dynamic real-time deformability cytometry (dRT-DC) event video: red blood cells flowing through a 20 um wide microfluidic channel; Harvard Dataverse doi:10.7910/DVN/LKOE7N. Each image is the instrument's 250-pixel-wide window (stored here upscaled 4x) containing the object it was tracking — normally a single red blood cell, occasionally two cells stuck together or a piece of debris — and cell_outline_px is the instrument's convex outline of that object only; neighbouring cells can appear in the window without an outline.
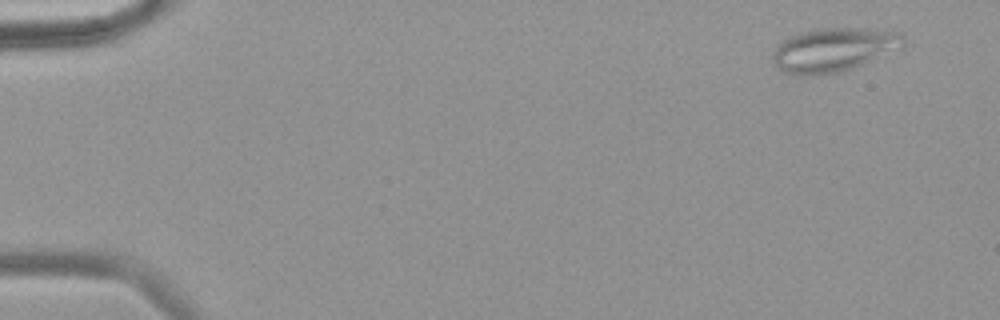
{"species": "common noctule bat (a hibernating species)", "species_latin": "Nyctalus noctula", "temperature_condition": "warm", "stored_images_in_passage": 58, "camera_frame_rate_fps": 3000, "um_per_image_px": 0.085, "animal": {"sex": "female", "body_mass_g": 18.4}, "frame": {"image": 1, "passage_image": 4, "time_ms": 1.0, "image_size_px": [1000, 320], "cell_outline_px": [[904, 48], [852, 68], [836, 72], [816, 76], [800, 76], [784, 72], [776, 68], [772, 60], [772, 56], [776, 44], [800, 32], [816, 28], [868, 28], [900, 32], [904, 36]], "centroid_in_image_um": [70.86, 4.23], "position_along_channel_um": 14.1, "area_um2": 33.87}}
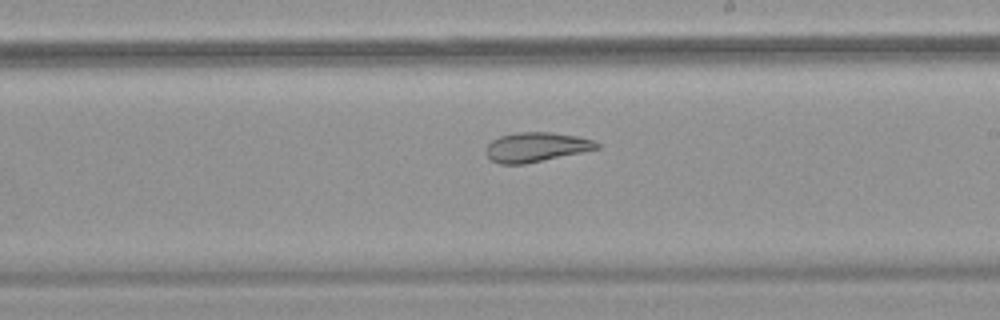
{"frame": {"image": 2, "passage_image": 35, "time_ms": 11.333, "image_size_px": [1000, 320], "cell_outline_px": [[600, 148], [524, 164], [500, 164], [492, 160], [484, 152], [488, 144], [492, 140], [500, 136], [516, 132], [552, 132], [576, 136], [592, 140], [600, 144]], "centroid_in_image_um": [45.54, 12.49], "position_along_channel_um": 243.5, "area_um2": 18.9}}
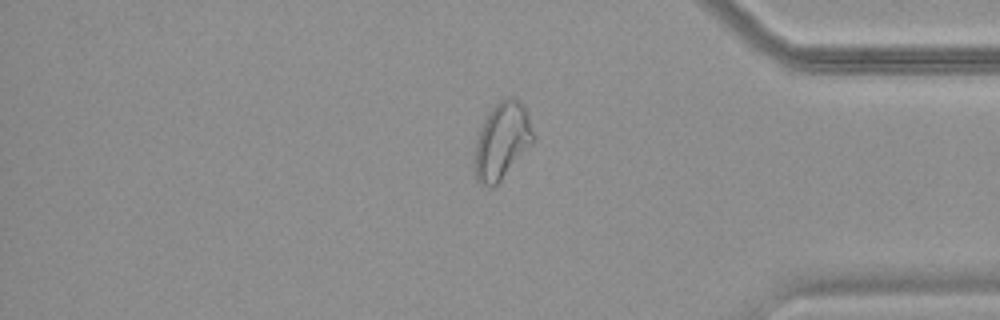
{"frame": {"image": 3, "passage_image": 49, "time_ms": 16.0, "image_size_px": [1000, 320], "cell_outline_px": [[536, 136], [500, 180], [492, 188], [480, 184], [476, 180], [472, 168], [476, 140], [480, 128], [488, 112], [500, 100], [508, 96], [512, 96], [520, 100], [524, 104]], "centroid_in_image_um": [42.63, 11.95], "position_along_channel_um": 392.6, "area_um2": 26.24}, "authors_computed_cell_mechanics": {"area_um2": 26.877, "velocity_mm_per_s": 3.5614, "shape_relaxation_time_tau1_ms": null, "shape_relaxation_time_tau2_ms": 2.7304, "deformation_change_tau1": null, "deformation_change_tau2": 0.0858}}